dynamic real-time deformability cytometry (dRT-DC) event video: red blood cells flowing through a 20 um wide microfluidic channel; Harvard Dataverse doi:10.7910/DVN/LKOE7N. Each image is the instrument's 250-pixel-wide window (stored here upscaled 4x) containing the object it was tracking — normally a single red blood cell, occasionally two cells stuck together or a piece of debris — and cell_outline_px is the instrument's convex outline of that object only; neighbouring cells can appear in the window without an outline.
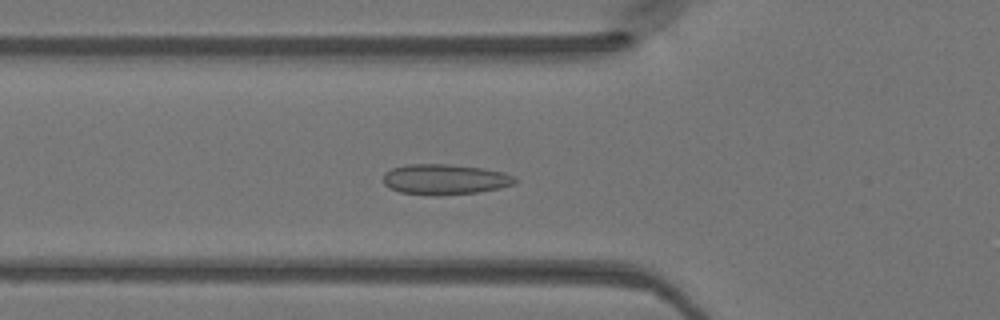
{"species": "Egyptian fruit bat (a non-hibernating species)", "species_latin": "Rousettus aegyptiacus", "temperature_condition": "warm", "stored_images_in_passage": 49, "camera_frame_rate_fps": 3000, "um_per_image_px": 0.085, "animal": {"sex": "female"}, "frame": {"image": 1, "passage_image": 17, "time_ms": 5.333, "image_size_px": [1000, 320], "cell_outline_px": [[516, 180], [512, 184], [500, 188], [476, 192], [436, 196], [400, 192], [384, 184], [384, 172], [392, 168], [408, 164], [452, 164], [484, 168], [504, 172], [516, 176]], "centroid_in_image_um": [37.83, 15.23], "position_along_channel_um": 88.0, "area_um2": 23.41}}
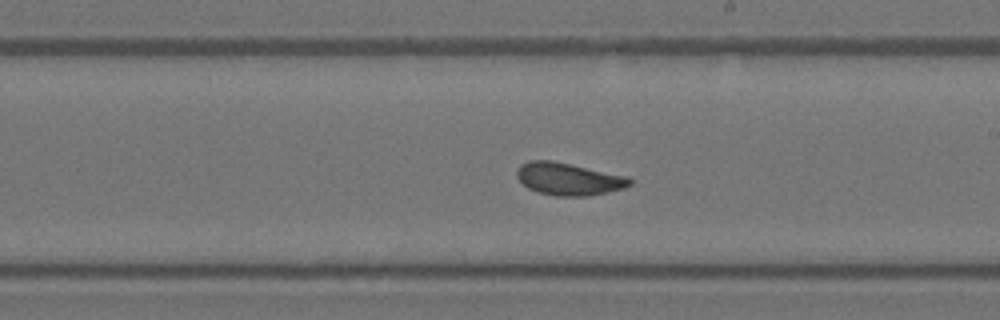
{"frame": {"image": 2, "passage_image": 28, "time_ms": 9.0, "image_size_px": [1000, 320], "cell_outline_px": [[632, 184], [624, 188], [608, 192], [588, 196], [556, 196], [540, 192], [528, 188], [516, 176], [516, 168], [520, 164], [528, 160], [552, 160], [628, 176], [632, 180]], "centroid_in_image_um": [48.33, 15.2], "position_along_channel_um": 240.7, "area_um2": 21.44}}
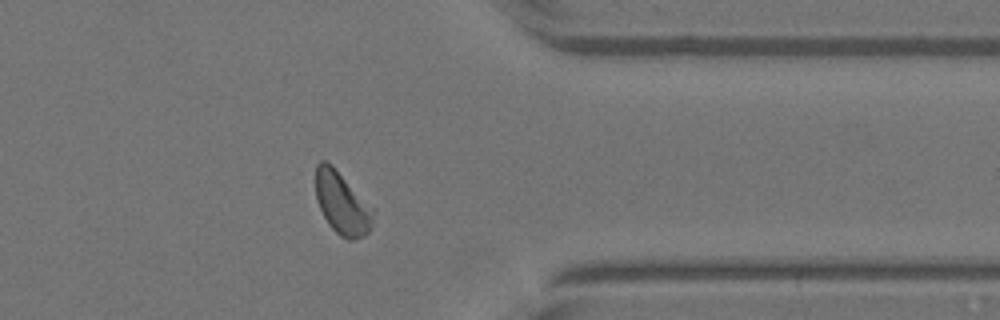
{"frame": {"image": 3, "passage_image": 39, "time_ms": 12.667, "image_size_px": [1000, 320], "cell_outline_px": [[376, 212], [372, 224], [368, 232], [364, 236], [352, 240], [348, 240], [340, 236], [328, 224], [320, 208], [316, 196], [316, 164], [320, 160], [324, 160], [332, 164], [376, 208]], "centroid_in_image_um": [29.12, 17.26], "position_along_channel_um": 382.3, "area_um2": 21.44}}